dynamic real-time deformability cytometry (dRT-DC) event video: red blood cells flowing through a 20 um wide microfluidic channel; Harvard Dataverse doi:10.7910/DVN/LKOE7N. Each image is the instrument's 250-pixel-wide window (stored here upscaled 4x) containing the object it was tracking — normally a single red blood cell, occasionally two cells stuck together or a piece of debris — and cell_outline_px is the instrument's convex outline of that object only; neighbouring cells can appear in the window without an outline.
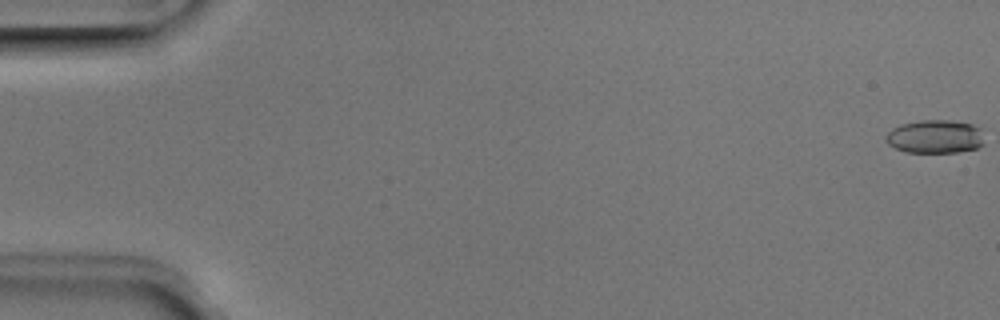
{"species": "Egyptian fruit bat (a non-hibernating species)", "species_latin": "Rousettus aegyptiacus", "temperature_condition": "room temperature", "stored_images_in_passage": 52, "camera_frame_rate_fps": 3000, "um_per_image_px": 0.085, "animal": {"sex": "male"}, "frame": {"image": 1, "passage_image": 1, "time_ms": 0.0, "image_size_px": [1000, 320], "cell_outline_px": [[984, 144], [976, 148], [956, 152], [904, 152], [888, 144], [884, 136], [892, 128], [900, 124], [920, 120], [952, 120], [972, 124], [984, 128]], "centroid_in_image_um": [79.52, 11.6], "position_along_channel_um": 5.5, "area_um2": 19.54}}
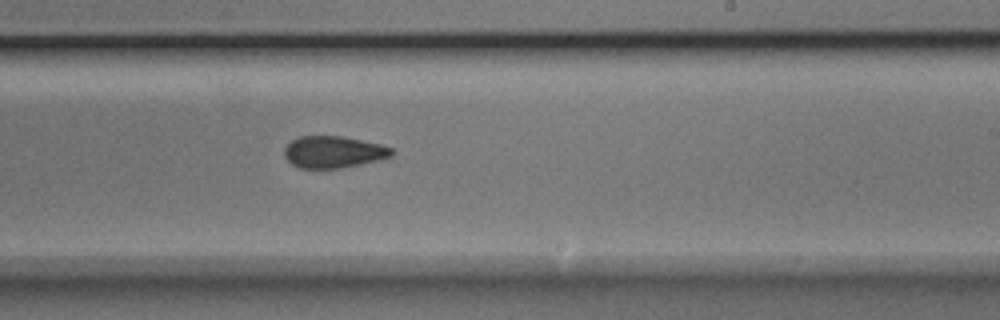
{"frame": {"image": 2, "passage_image": 32, "time_ms": 10.333, "image_size_px": [1000, 320], "cell_outline_px": [[392, 156], [376, 160], [340, 168], [300, 168], [292, 164], [284, 156], [284, 148], [292, 140], [300, 136], [344, 136], [380, 144], [392, 148]], "centroid_in_image_um": [28.31, 12.91], "position_along_channel_um": 260.7, "area_um2": 19.71}}
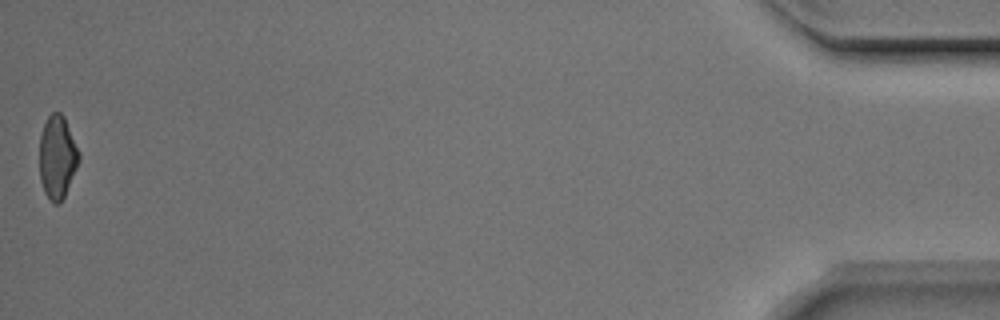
{"frame": {"image": 3, "passage_image": 52, "time_ms": 17.0, "image_size_px": [1000, 320], "cell_outline_px": [[80, 160], [64, 196], [60, 204], [52, 204], [44, 192], [40, 180], [40, 136], [44, 124], [48, 116], [52, 112], [60, 112], [64, 116], [80, 152]], "centroid_in_image_um": [4.88, 13.36], "position_along_channel_um": 430.3, "area_um2": 19.19}, "authors_computed_cell_mechanics": {"area_um2": 20.23, "velocity_mm_per_s": 3.9783, "shape_relaxation_time_tau1_ms": 4.0399, "shape_relaxation_time_tau2_ms": 2.7985, "deformation_change_tau1": 0.1363, "deformation_change_tau2": 0.0937}}